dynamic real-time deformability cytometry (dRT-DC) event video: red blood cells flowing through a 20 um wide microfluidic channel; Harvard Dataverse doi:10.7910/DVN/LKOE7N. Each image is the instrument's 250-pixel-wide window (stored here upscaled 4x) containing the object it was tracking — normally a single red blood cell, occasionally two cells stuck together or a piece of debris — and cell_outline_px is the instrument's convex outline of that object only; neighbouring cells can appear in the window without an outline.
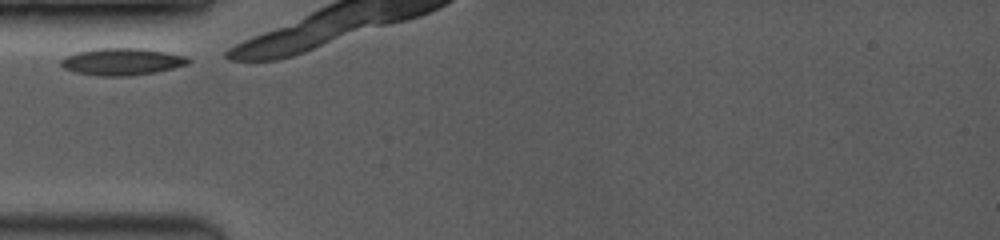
{"species": "common noctule bat (a hibernating species)", "species_latin": "Nyctalus noctula", "temperature_condition": "room temperature", "stored_images_in_passage": 6, "camera_frame_rate_fps": 3500, "um_per_image_px": 0.085, "animal": {"sex": "female", "body_mass_g": 19.0, "forearm_length_mm": 53.3}, "frame": {"image": 1, "passage_image": 1, "time_ms": 0.0, "image_size_px": [1000, 240], "cell_outline_px": [[192, 60], [188, 64], [156, 72], [132, 76], [96, 76], [76, 72], [64, 68], [60, 64], [60, 60], [68, 56], [80, 52], [96, 48], [140, 48], [188, 56]], "centroid_in_image_um": [10.4, 5.25], "position_along_channel_um": 74.6, "area_um2": 20.0}}